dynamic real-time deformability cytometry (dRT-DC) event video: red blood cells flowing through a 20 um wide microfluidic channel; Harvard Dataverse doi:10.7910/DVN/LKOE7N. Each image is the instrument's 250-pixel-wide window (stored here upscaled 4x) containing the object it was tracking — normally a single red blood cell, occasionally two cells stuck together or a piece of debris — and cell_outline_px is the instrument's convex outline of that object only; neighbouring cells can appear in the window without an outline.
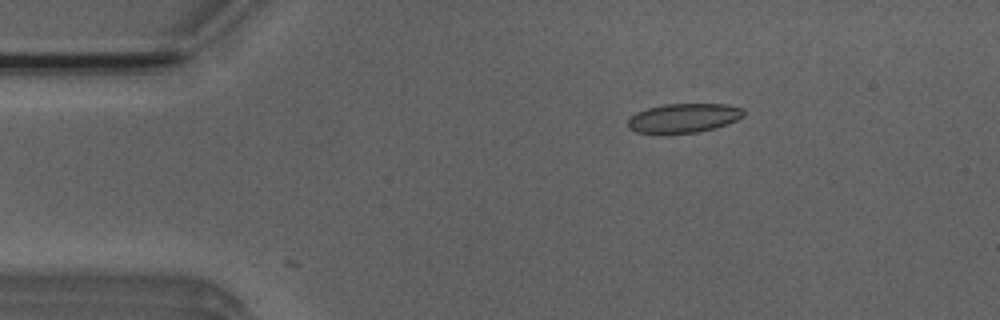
{"species": "Egyptian fruit bat (a non-hibernating species)", "species_latin": "Rousettus aegyptiacus", "temperature_condition": "room temperature", "stored_images_in_passage": 9, "camera_frame_rate_fps": 3000, "um_per_image_px": 0.085, "animal": {"sex": "male"}, "frame": {"image": 1, "passage_image": 9, "time_ms": 2.667, "image_size_px": [1000, 320], "cell_outline_px": [[744, 116], [736, 120], [716, 128], [696, 132], [664, 136], [636, 132], [628, 128], [628, 120], [636, 112], [648, 108], [664, 104], [728, 104], [740, 108], [744, 112]], "centroid_in_image_um": [58.06, 10.07], "position_along_channel_um": 26.9, "area_um2": 20.17}}